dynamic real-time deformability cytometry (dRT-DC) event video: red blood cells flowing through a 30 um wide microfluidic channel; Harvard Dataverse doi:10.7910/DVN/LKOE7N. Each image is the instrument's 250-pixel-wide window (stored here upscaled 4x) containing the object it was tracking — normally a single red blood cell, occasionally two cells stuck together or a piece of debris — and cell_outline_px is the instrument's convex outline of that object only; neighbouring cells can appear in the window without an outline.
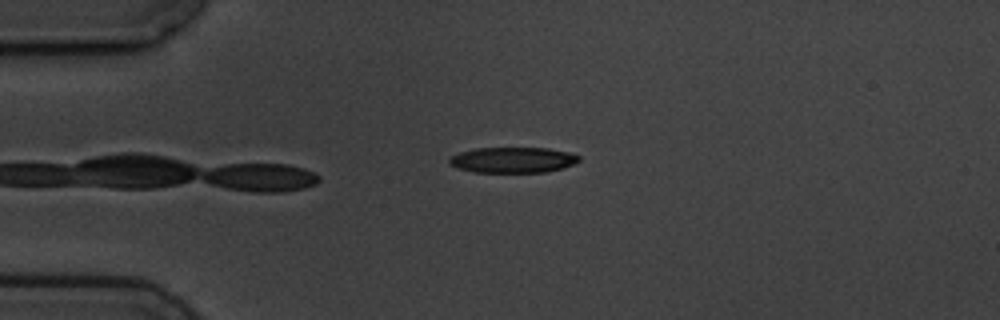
{"species": "common noctule bat (a hibernating species)", "species_latin": "Nyctalus noctula", "temperature_condition": "cold", "stored_images_in_passage": 6, "camera_frame_rate_fps": 3000, "um_per_image_px": 0.085, "animal": {"sex": "male", "body_mass_g": 19.5, "forearm_length_mm": 54.6}, "frame": {"image": 1, "passage_image": 6, "time_ms": 5.667, "image_size_px": [1000, 320], "cell_outline_px": [[580, 160], [564, 168], [544, 172], [476, 172], [456, 168], [448, 164], [448, 160], [452, 156], [460, 152], [476, 148], [548, 148], [568, 152], [580, 156]], "centroid_in_image_um": [43.58, 13.6], "position_along_channel_um": 41.4, "area_um2": 19.36}}